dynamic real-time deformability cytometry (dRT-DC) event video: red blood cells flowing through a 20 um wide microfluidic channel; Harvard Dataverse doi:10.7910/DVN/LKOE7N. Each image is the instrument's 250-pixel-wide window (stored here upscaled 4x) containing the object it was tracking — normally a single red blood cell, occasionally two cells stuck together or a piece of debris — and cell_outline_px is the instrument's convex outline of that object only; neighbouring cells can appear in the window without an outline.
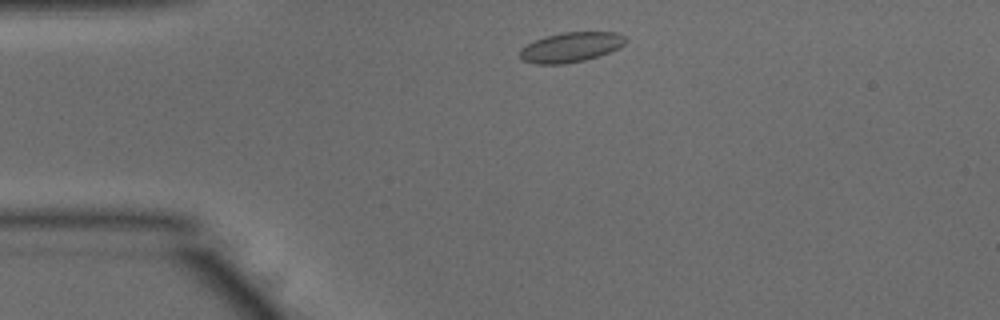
{"species": "common noctule bat (a hibernating species)", "species_latin": "Nyctalus noctula", "temperature_condition": "warm", "stored_images_in_passage": 44, "camera_frame_rate_fps": 3000, "um_per_image_px": 0.085, "animal": {"sex": "male", "body_mass_g": 15.6}, "frame": {"image": 1, "passage_image": 3, "time_ms": 0.667, "image_size_px": [1000, 320], "cell_outline_px": [[628, 40], [624, 44], [600, 56], [584, 60], [564, 64], [536, 64], [520, 60], [520, 48], [536, 40], [548, 36], [564, 32], [616, 32], [624, 36]], "centroid_in_image_um": [48.51, 4.02], "position_along_channel_um": 36.5, "area_um2": 18.26}}
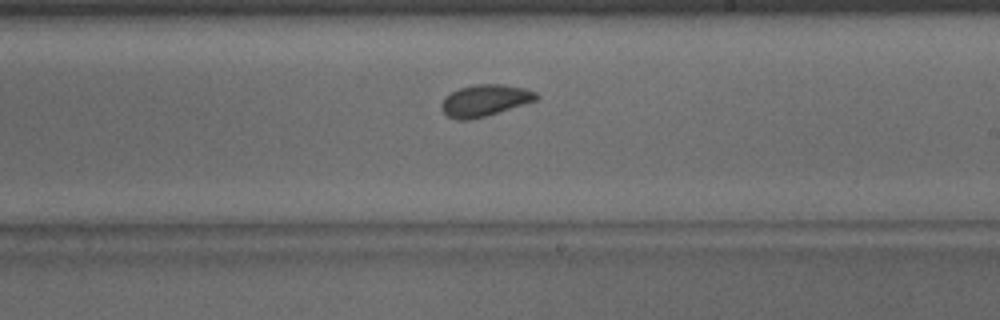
{"frame": {"image": 2, "passage_image": 22, "time_ms": 7.0, "image_size_px": [1000, 320], "cell_outline_px": [[540, 96], [536, 100], [524, 104], [472, 120], [460, 120], [448, 116], [440, 108], [440, 104], [444, 96], [460, 88], [476, 84], [504, 84], [524, 88], [536, 92]], "centroid_in_image_um": [41.19, 8.53], "position_along_channel_um": 247.8, "area_um2": 17.46}}
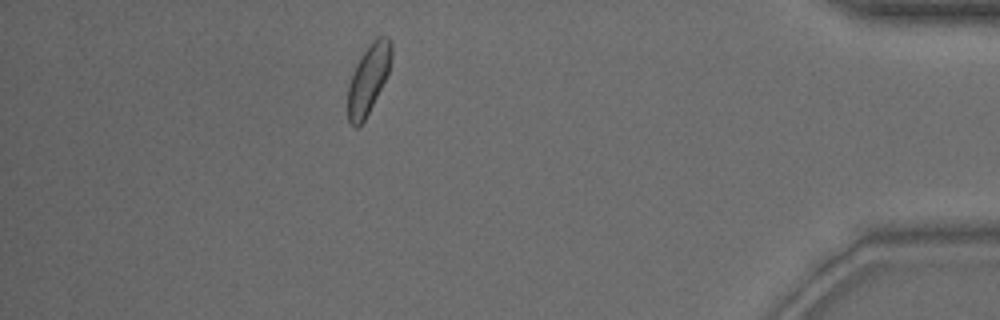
{"frame": {"image": 3, "passage_image": 38, "time_ms": 12.333, "image_size_px": [1000, 320], "cell_outline_px": [[392, 56], [388, 72], [364, 120], [356, 128], [348, 120], [348, 84], [352, 72], [356, 64], [372, 40], [376, 36], [388, 36], [392, 44]], "centroid_in_image_um": [31.31, 6.66], "position_along_channel_um": 403.9, "area_um2": 17.22}, "authors_computed_cell_mechanics": {"area_um2": 17.3978, "velocity_mm_per_s": 3.8246, "shape_relaxation_time_tau1_ms": 4.5927, "shape_relaxation_time_tau2_ms": null, "deformation_change_tau1": 0.0809, "deformation_change_tau2": null}}